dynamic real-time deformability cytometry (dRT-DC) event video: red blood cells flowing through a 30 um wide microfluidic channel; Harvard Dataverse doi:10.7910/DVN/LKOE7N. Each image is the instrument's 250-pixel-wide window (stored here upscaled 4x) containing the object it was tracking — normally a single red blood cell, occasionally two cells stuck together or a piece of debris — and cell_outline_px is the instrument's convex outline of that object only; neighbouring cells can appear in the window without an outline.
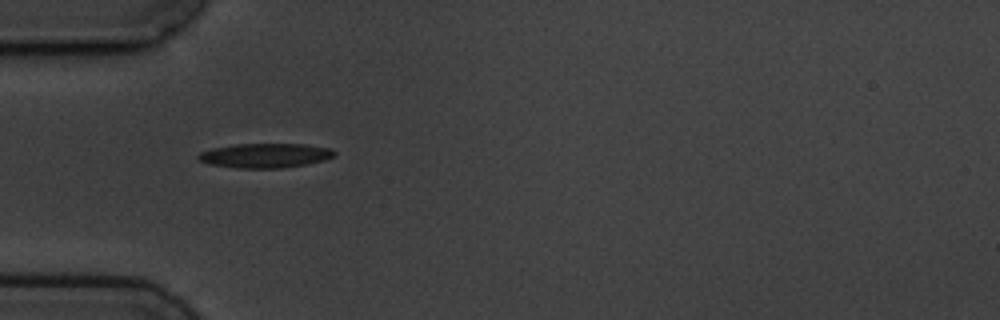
{"species": "common noctule bat (a hibernating species)", "species_latin": "Nyctalus noctula", "temperature_condition": "cold", "stored_images_in_passage": 4, "camera_frame_rate_fps": 3000, "um_per_image_px": 0.085, "animal": {"sex": "male", "body_mass_g": 19.5, "forearm_length_mm": 54.6}, "frame": {"image": 1, "passage_image": 4, "time_ms": 3.667, "image_size_px": [1000, 320], "cell_outline_px": [[336, 156], [324, 160], [308, 164], [284, 168], [236, 168], [208, 164], [200, 160], [196, 156], [200, 152], [212, 148], [236, 144], [304, 144], [332, 148], [336, 152]], "centroid_in_image_um": [22.57, 13.22], "position_along_channel_um": 62.4, "area_um2": 19.59}}